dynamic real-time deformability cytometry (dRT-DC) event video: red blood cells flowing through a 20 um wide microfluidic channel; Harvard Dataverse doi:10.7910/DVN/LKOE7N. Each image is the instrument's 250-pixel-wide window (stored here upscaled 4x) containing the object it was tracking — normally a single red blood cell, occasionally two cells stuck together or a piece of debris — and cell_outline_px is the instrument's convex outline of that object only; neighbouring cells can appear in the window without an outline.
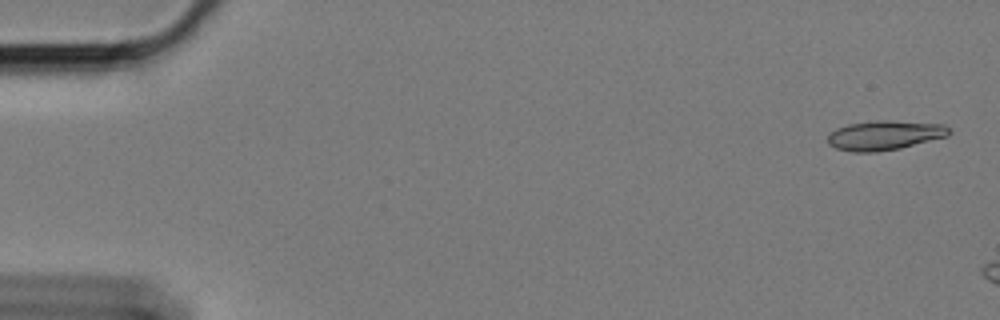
{"species": "Egyptian fruit bat (a non-hibernating species)", "species_latin": "Rousettus aegyptiacus", "temperature_condition": "cold", "stored_images_in_passage": 52, "camera_frame_rate_fps": 3000, "um_per_image_px": 0.085, "animal": {"sex": "female"}, "frame": {"image": 1, "passage_image": 1, "time_ms": 0.0, "image_size_px": [1000, 320], "cell_outline_px": [[952, 132], [948, 136], [900, 148], [876, 152], [856, 152], [836, 148], [828, 144], [828, 132], [836, 128], [848, 124], [876, 120], [892, 120], [944, 124]], "centroid_in_image_um": [75.18, 11.49], "position_along_channel_um": 9.8, "area_um2": 20.98}}
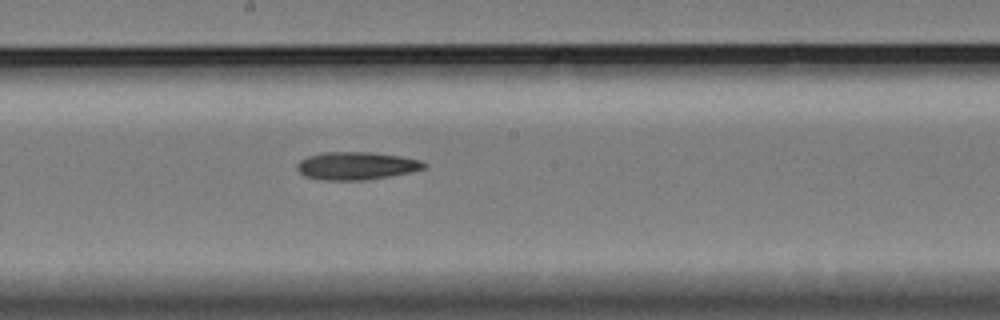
{"frame": {"image": 2, "passage_image": 31, "time_ms": 10.0, "image_size_px": [1000, 320], "cell_outline_px": [[428, 164], [424, 168], [408, 172], [388, 176], [364, 180], [324, 180], [304, 176], [296, 168], [296, 164], [300, 160], [308, 156], [320, 152], [372, 152], [400, 156], [420, 160]], "centroid_in_image_um": [30.25, 14.08], "position_along_channel_um": 218.0, "area_um2": 20.52}}
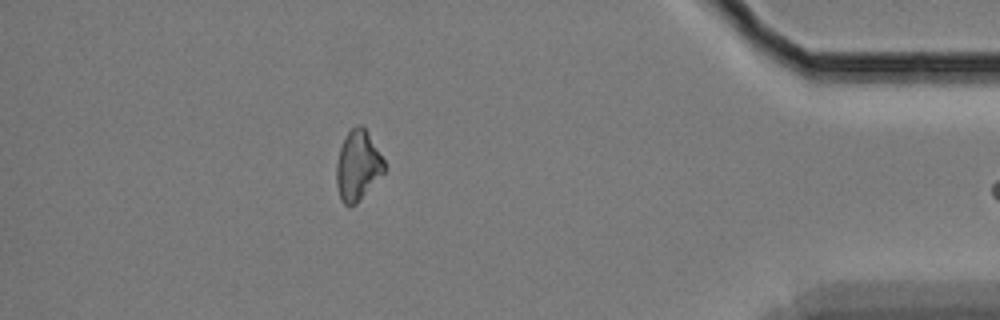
{"frame": {"image": 3, "passage_image": 51, "time_ms": 16.667, "image_size_px": [1000, 320], "cell_outline_px": [[384, 172], [356, 204], [348, 208], [340, 200], [336, 184], [336, 164], [340, 148], [348, 132], [356, 124], [360, 124], [364, 128], [384, 160]], "centroid_in_image_um": [30.38, 14.12], "position_along_channel_um": 404.8, "area_um2": 19.25}}